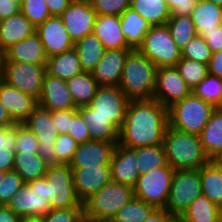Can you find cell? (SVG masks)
<instances>
[{"instance_id": "obj_30", "label": "cell", "mask_w": 222, "mask_h": 222, "mask_svg": "<svg viewBox=\"0 0 222 222\" xmlns=\"http://www.w3.org/2000/svg\"><path fill=\"white\" fill-rule=\"evenodd\" d=\"M199 136L209 159L222 151V107L214 110Z\"/></svg>"}, {"instance_id": "obj_70", "label": "cell", "mask_w": 222, "mask_h": 222, "mask_svg": "<svg viewBox=\"0 0 222 222\" xmlns=\"http://www.w3.org/2000/svg\"><path fill=\"white\" fill-rule=\"evenodd\" d=\"M221 222H222V207H221V214H220Z\"/></svg>"}, {"instance_id": "obj_69", "label": "cell", "mask_w": 222, "mask_h": 222, "mask_svg": "<svg viewBox=\"0 0 222 222\" xmlns=\"http://www.w3.org/2000/svg\"><path fill=\"white\" fill-rule=\"evenodd\" d=\"M2 58H3V53L0 51V68H1Z\"/></svg>"}, {"instance_id": "obj_24", "label": "cell", "mask_w": 222, "mask_h": 222, "mask_svg": "<svg viewBox=\"0 0 222 222\" xmlns=\"http://www.w3.org/2000/svg\"><path fill=\"white\" fill-rule=\"evenodd\" d=\"M93 33L105 49L131 48L123 35L120 16L97 15Z\"/></svg>"}, {"instance_id": "obj_68", "label": "cell", "mask_w": 222, "mask_h": 222, "mask_svg": "<svg viewBox=\"0 0 222 222\" xmlns=\"http://www.w3.org/2000/svg\"><path fill=\"white\" fill-rule=\"evenodd\" d=\"M5 173L6 172L0 170V185H1L2 181H3V179H4Z\"/></svg>"}, {"instance_id": "obj_54", "label": "cell", "mask_w": 222, "mask_h": 222, "mask_svg": "<svg viewBox=\"0 0 222 222\" xmlns=\"http://www.w3.org/2000/svg\"><path fill=\"white\" fill-rule=\"evenodd\" d=\"M208 74L222 79V50L212 53L208 64Z\"/></svg>"}, {"instance_id": "obj_9", "label": "cell", "mask_w": 222, "mask_h": 222, "mask_svg": "<svg viewBox=\"0 0 222 222\" xmlns=\"http://www.w3.org/2000/svg\"><path fill=\"white\" fill-rule=\"evenodd\" d=\"M201 194L200 169L175 170L165 210L180 217Z\"/></svg>"}, {"instance_id": "obj_52", "label": "cell", "mask_w": 222, "mask_h": 222, "mask_svg": "<svg viewBox=\"0 0 222 222\" xmlns=\"http://www.w3.org/2000/svg\"><path fill=\"white\" fill-rule=\"evenodd\" d=\"M212 53L222 50V25L216 26L211 31H202L200 34Z\"/></svg>"}, {"instance_id": "obj_14", "label": "cell", "mask_w": 222, "mask_h": 222, "mask_svg": "<svg viewBox=\"0 0 222 222\" xmlns=\"http://www.w3.org/2000/svg\"><path fill=\"white\" fill-rule=\"evenodd\" d=\"M73 43L93 33L97 14L90 0H73L61 15Z\"/></svg>"}, {"instance_id": "obj_42", "label": "cell", "mask_w": 222, "mask_h": 222, "mask_svg": "<svg viewBox=\"0 0 222 222\" xmlns=\"http://www.w3.org/2000/svg\"><path fill=\"white\" fill-rule=\"evenodd\" d=\"M211 56V49L200 35H196L188 41L181 50V57L192 59L206 65L209 64Z\"/></svg>"}, {"instance_id": "obj_18", "label": "cell", "mask_w": 222, "mask_h": 222, "mask_svg": "<svg viewBox=\"0 0 222 222\" xmlns=\"http://www.w3.org/2000/svg\"><path fill=\"white\" fill-rule=\"evenodd\" d=\"M0 103L15 123H23L39 105L37 98L23 93L17 88L7 84L1 78Z\"/></svg>"}, {"instance_id": "obj_49", "label": "cell", "mask_w": 222, "mask_h": 222, "mask_svg": "<svg viewBox=\"0 0 222 222\" xmlns=\"http://www.w3.org/2000/svg\"><path fill=\"white\" fill-rule=\"evenodd\" d=\"M68 134L78 143H85L91 140L89 135V128L83 121L82 116L77 109H72V121Z\"/></svg>"}, {"instance_id": "obj_37", "label": "cell", "mask_w": 222, "mask_h": 222, "mask_svg": "<svg viewBox=\"0 0 222 222\" xmlns=\"http://www.w3.org/2000/svg\"><path fill=\"white\" fill-rule=\"evenodd\" d=\"M89 128L91 140L119 142V130L106 117L82 116Z\"/></svg>"}, {"instance_id": "obj_19", "label": "cell", "mask_w": 222, "mask_h": 222, "mask_svg": "<svg viewBox=\"0 0 222 222\" xmlns=\"http://www.w3.org/2000/svg\"><path fill=\"white\" fill-rule=\"evenodd\" d=\"M132 48L105 49L92 72L99 86H119L125 60Z\"/></svg>"}, {"instance_id": "obj_21", "label": "cell", "mask_w": 222, "mask_h": 222, "mask_svg": "<svg viewBox=\"0 0 222 222\" xmlns=\"http://www.w3.org/2000/svg\"><path fill=\"white\" fill-rule=\"evenodd\" d=\"M110 167L112 181L131 187L135 185L140 176L135 152L118 143L115 146Z\"/></svg>"}, {"instance_id": "obj_45", "label": "cell", "mask_w": 222, "mask_h": 222, "mask_svg": "<svg viewBox=\"0 0 222 222\" xmlns=\"http://www.w3.org/2000/svg\"><path fill=\"white\" fill-rule=\"evenodd\" d=\"M78 145L69 134H59L54 143L56 164H69Z\"/></svg>"}, {"instance_id": "obj_62", "label": "cell", "mask_w": 222, "mask_h": 222, "mask_svg": "<svg viewBox=\"0 0 222 222\" xmlns=\"http://www.w3.org/2000/svg\"><path fill=\"white\" fill-rule=\"evenodd\" d=\"M210 162L221 172L222 174V151L215 154L210 158Z\"/></svg>"}, {"instance_id": "obj_56", "label": "cell", "mask_w": 222, "mask_h": 222, "mask_svg": "<svg viewBox=\"0 0 222 222\" xmlns=\"http://www.w3.org/2000/svg\"><path fill=\"white\" fill-rule=\"evenodd\" d=\"M20 6L10 0H0V20L16 15Z\"/></svg>"}, {"instance_id": "obj_39", "label": "cell", "mask_w": 222, "mask_h": 222, "mask_svg": "<svg viewBox=\"0 0 222 222\" xmlns=\"http://www.w3.org/2000/svg\"><path fill=\"white\" fill-rule=\"evenodd\" d=\"M155 209L154 206L134 196L112 220L114 222H144Z\"/></svg>"}, {"instance_id": "obj_1", "label": "cell", "mask_w": 222, "mask_h": 222, "mask_svg": "<svg viewBox=\"0 0 222 222\" xmlns=\"http://www.w3.org/2000/svg\"><path fill=\"white\" fill-rule=\"evenodd\" d=\"M167 126V107L154 99L130 100L118 144L130 149L163 145Z\"/></svg>"}, {"instance_id": "obj_23", "label": "cell", "mask_w": 222, "mask_h": 222, "mask_svg": "<svg viewBox=\"0 0 222 222\" xmlns=\"http://www.w3.org/2000/svg\"><path fill=\"white\" fill-rule=\"evenodd\" d=\"M36 33V27L20 11L0 20V51L4 53L17 42Z\"/></svg>"}, {"instance_id": "obj_15", "label": "cell", "mask_w": 222, "mask_h": 222, "mask_svg": "<svg viewBox=\"0 0 222 222\" xmlns=\"http://www.w3.org/2000/svg\"><path fill=\"white\" fill-rule=\"evenodd\" d=\"M36 34L39 36L48 58L74 48V43L66 31L61 16H50L36 27Z\"/></svg>"}, {"instance_id": "obj_2", "label": "cell", "mask_w": 222, "mask_h": 222, "mask_svg": "<svg viewBox=\"0 0 222 222\" xmlns=\"http://www.w3.org/2000/svg\"><path fill=\"white\" fill-rule=\"evenodd\" d=\"M162 144L167 163L174 171L201 169L210 161L198 134L186 133L168 125Z\"/></svg>"}, {"instance_id": "obj_5", "label": "cell", "mask_w": 222, "mask_h": 222, "mask_svg": "<svg viewBox=\"0 0 222 222\" xmlns=\"http://www.w3.org/2000/svg\"><path fill=\"white\" fill-rule=\"evenodd\" d=\"M133 197V187L111 180L83 202L84 217L112 219Z\"/></svg>"}, {"instance_id": "obj_16", "label": "cell", "mask_w": 222, "mask_h": 222, "mask_svg": "<svg viewBox=\"0 0 222 222\" xmlns=\"http://www.w3.org/2000/svg\"><path fill=\"white\" fill-rule=\"evenodd\" d=\"M71 169L75 193L82 203L111 181L110 166H91Z\"/></svg>"}, {"instance_id": "obj_67", "label": "cell", "mask_w": 222, "mask_h": 222, "mask_svg": "<svg viewBox=\"0 0 222 222\" xmlns=\"http://www.w3.org/2000/svg\"><path fill=\"white\" fill-rule=\"evenodd\" d=\"M208 1H211L216 5L222 6V0H208Z\"/></svg>"}, {"instance_id": "obj_28", "label": "cell", "mask_w": 222, "mask_h": 222, "mask_svg": "<svg viewBox=\"0 0 222 222\" xmlns=\"http://www.w3.org/2000/svg\"><path fill=\"white\" fill-rule=\"evenodd\" d=\"M120 22L127 44L132 49H138L151 24L130 7L120 15Z\"/></svg>"}, {"instance_id": "obj_20", "label": "cell", "mask_w": 222, "mask_h": 222, "mask_svg": "<svg viewBox=\"0 0 222 222\" xmlns=\"http://www.w3.org/2000/svg\"><path fill=\"white\" fill-rule=\"evenodd\" d=\"M38 103L40 107L50 111L78 109L68 90L66 81L48 73L44 77L42 93Z\"/></svg>"}, {"instance_id": "obj_66", "label": "cell", "mask_w": 222, "mask_h": 222, "mask_svg": "<svg viewBox=\"0 0 222 222\" xmlns=\"http://www.w3.org/2000/svg\"><path fill=\"white\" fill-rule=\"evenodd\" d=\"M12 2H14L15 4L19 5L20 7L22 6L24 0H10Z\"/></svg>"}, {"instance_id": "obj_53", "label": "cell", "mask_w": 222, "mask_h": 222, "mask_svg": "<svg viewBox=\"0 0 222 222\" xmlns=\"http://www.w3.org/2000/svg\"><path fill=\"white\" fill-rule=\"evenodd\" d=\"M16 124L13 127H0V150L15 151Z\"/></svg>"}, {"instance_id": "obj_36", "label": "cell", "mask_w": 222, "mask_h": 222, "mask_svg": "<svg viewBox=\"0 0 222 222\" xmlns=\"http://www.w3.org/2000/svg\"><path fill=\"white\" fill-rule=\"evenodd\" d=\"M132 150L136 155L140 175L165 167L168 164L163 145H150Z\"/></svg>"}, {"instance_id": "obj_10", "label": "cell", "mask_w": 222, "mask_h": 222, "mask_svg": "<svg viewBox=\"0 0 222 222\" xmlns=\"http://www.w3.org/2000/svg\"><path fill=\"white\" fill-rule=\"evenodd\" d=\"M44 177L48 183L51 209L84 207L75 193L72 169L69 164L48 165Z\"/></svg>"}, {"instance_id": "obj_26", "label": "cell", "mask_w": 222, "mask_h": 222, "mask_svg": "<svg viewBox=\"0 0 222 222\" xmlns=\"http://www.w3.org/2000/svg\"><path fill=\"white\" fill-rule=\"evenodd\" d=\"M46 71L51 76L65 81L83 73L78 53L74 48L49 57L46 64Z\"/></svg>"}, {"instance_id": "obj_11", "label": "cell", "mask_w": 222, "mask_h": 222, "mask_svg": "<svg viewBox=\"0 0 222 222\" xmlns=\"http://www.w3.org/2000/svg\"><path fill=\"white\" fill-rule=\"evenodd\" d=\"M46 65L2 61L0 78L23 93L39 99L46 75Z\"/></svg>"}, {"instance_id": "obj_13", "label": "cell", "mask_w": 222, "mask_h": 222, "mask_svg": "<svg viewBox=\"0 0 222 222\" xmlns=\"http://www.w3.org/2000/svg\"><path fill=\"white\" fill-rule=\"evenodd\" d=\"M192 93L176 67H161L156 70L153 99L165 107L182 100Z\"/></svg>"}, {"instance_id": "obj_46", "label": "cell", "mask_w": 222, "mask_h": 222, "mask_svg": "<svg viewBox=\"0 0 222 222\" xmlns=\"http://www.w3.org/2000/svg\"><path fill=\"white\" fill-rule=\"evenodd\" d=\"M24 184L25 182L17 172H6L0 185V205H7Z\"/></svg>"}, {"instance_id": "obj_55", "label": "cell", "mask_w": 222, "mask_h": 222, "mask_svg": "<svg viewBox=\"0 0 222 222\" xmlns=\"http://www.w3.org/2000/svg\"><path fill=\"white\" fill-rule=\"evenodd\" d=\"M51 16H61L73 0H45Z\"/></svg>"}, {"instance_id": "obj_22", "label": "cell", "mask_w": 222, "mask_h": 222, "mask_svg": "<svg viewBox=\"0 0 222 222\" xmlns=\"http://www.w3.org/2000/svg\"><path fill=\"white\" fill-rule=\"evenodd\" d=\"M48 57L44 46L35 33L9 47L4 53L2 61H13L30 63L35 65H46Z\"/></svg>"}, {"instance_id": "obj_61", "label": "cell", "mask_w": 222, "mask_h": 222, "mask_svg": "<svg viewBox=\"0 0 222 222\" xmlns=\"http://www.w3.org/2000/svg\"><path fill=\"white\" fill-rule=\"evenodd\" d=\"M16 123L11 119L7 110L0 103V127H13Z\"/></svg>"}, {"instance_id": "obj_64", "label": "cell", "mask_w": 222, "mask_h": 222, "mask_svg": "<svg viewBox=\"0 0 222 222\" xmlns=\"http://www.w3.org/2000/svg\"><path fill=\"white\" fill-rule=\"evenodd\" d=\"M22 222H41L40 219L37 218H33V219H23Z\"/></svg>"}, {"instance_id": "obj_8", "label": "cell", "mask_w": 222, "mask_h": 222, "mask_svg": "<svg viewBox=\"0 0 222 222\" xmlns=\"http://www.w3.org/2000/svg\"><path fill=\"white\" fill-rule=\"evenodd\" d=\"M138 50L157 68L176 67L181 50L176 46L167 24L151 25Z\"/></svg>"}, {"instance_id": "obj_48", "label": "cell", "mask_w": 222, "mask_h": 222, "mask_svg": "<svg viewBox=\"0 0 222 222\" xmlns=\"http://www.w3.org/2000/svg\"><path fill=\"white\" fill-rule=\"evenodd\" d=\"M131 0H90L97 15L120 16L130 7Z\"/></svg>"}, {"instance_id": "obj_7", "label": "cell", "mask_w": 222, "mask_h": 222, "mask_svg": "<svg viewBox=\"0 0 222 222\" xmlns=\"http://www.w3.org/2000/svg\"><path fill=\"white\" fill-rule=\"evenodd\" d=\"M23 219H40L51 211L45 177L25 183L6 205Z\"/></svg>"}, {"instance_id": "obj_31", "label": "cell", "mask_w": 222, "mask_h": 222, "mask_svg": "<svg viewBox=\"0 0 222 222\" xmlns=\"http://www.w3.org/2000/svg\"><path fill=\"white\" fill-rule=\"evenodd\" d=\"M66 84L77 107L89 105L100 87L92 73L86 72L66 80Z\"/></svg>"}, {"instance_id": "obj_60", "label": "cell", "mask_w": 222, "mask_h": 222, "mask_svg": "<svg viewBox=\"0 0 222 222\" xmlns=\"http://www.w3.org/2000/svg\"><path fill=\"white\" fill-rule=\"evenodd\" d=\"M23 218L6 205H0V222H22Z\"/></svg>"}, {"instance_id": "obj_4", "label": "cell", "mask_w": 222, "mask_h": 222, "mask_svg": "<svg viewBox=\"0 0 222 222\" xmlns=\"http://www.w3.org/2000/svg\"><path fill=\"white\" fill-rule=\"evenodd\" d=\"M216 107L193 93L168 107V125L177 130L200 134Z\"/></svg>"}, {"instance_id": "obj_3", "label": "cell", "mask_w": 222, "mask_h": 222, "mask_svg": "<svg viewBox=\"0 0 222 222\" xmlns=\"http://www.w3.org/2000/svg\"><path fill=\"white\" fill-rule=\"evenodd\" d=\"M157 67L138 49H132L122 69L119 88L130 100L153 99Z\"/></svg>"}, {"instance_id": "obj_63", "label": "cell", "mask_w": 222, "mask_h": 222, "mask_svg": "<svg viewBox=\"0 0 222 222\" xmlns=\"http://www.w3.org/2000/svg\"><path fill=\"white\" fill-rule=\"evenodd\" d=\"M83 222H114L112 219H105V218H88V217H84L83 218Z\"/></svg>"}, {"instance_id": "obj_47", "label": "cell", "mask_w": 222, "mask_h": 222, "mask_svg": "<svg viewBox=\"0 0 222 222\" xmlns=\"http://www.w3.org/2000/svg\"><path fill=\"white\" fill-rule=\"evenodd\" d=\"M84 207L67 209H51L49 213L41 217V222H83Z\"/></svg>"}, {"instance_id": "obj_32", "label": "cell", "mask_w": 222, "mask_h": 222, "mask_svg": "<svg viewBox=\"0 0 222 222\" xmlns=\"http://www.w3.org/2000/svg\"><path fill=\"white\" fill-rule=\"evenodd\" d=\"M47 163L38 154L15 152L12 171L17 172L25 183L43 178Z\"/></svg>"}, {"instance_id": "obj_34", "label": "cell", "mask_w": 222, "mask_h": 222, "mask_svg": "<svg viewBox=\"0 0 222 222\" xmlns=\"http://www.w3.org/2000/svg\"><path fill=\"white\" fill-rule=\"evenodd\" d=\"M130 8L151 25L166 24L171 17L165 0H131Z\"/></svg>"}, {"instance_id": "obj_38", "label": "cell", "mask_w": 222, "mask_h": 222, "mask_svg": "<svg viewBox=\"0 0 222 222\" xmlns=\"http://www.w3.org/2000/svg\"><path fill=\"white\" fill-rule=\"evenodd\" d=\"M166 24L176 46L180 50L185 47L188 41L197 35L190 15L171 16Z\"/></svg>"}, {"instance_id": "obj_41", "label": "cell", "mask_w": 222, "mask_h": 222, "mask_svg": "<svg viewBox=\"0 0 222 222\" xmlns=\"http://www.w3.org/2000/svg\"><path fill=\"white\" fill-rule=\"evenodd\" d=\"M176 68L191 89L196 87L208 75V65L188 58L181 57Z\"/></svg>"}, {"instance_id": "obj_35", "label": "cell", "mask_w": 222, "mask_h": 222, "mask_svg": "<svg viewBox=\"0 0 222 222\" xmlns=\"http://www.w3.org/2000/svg\"><path fill=\"white\" fill-rule=\"evenodd\" d=\"M201 190L214 204L222 207V174L209 161L200 169Z\"/></svg>"}, {"instance_id": "obj_50", "label": "cell", "mask_w": 222, "mask_h": 222, "mask_svg": "<svg viewBox=\"0 0 222 222\" xmlns=\"http://www.w3.org/2000/svg\"><path fill=\"white\" fill-rule=\"evenodd\" d=\"M51 118L59 134H68L72 121V109L51 111Z\"/></svg>"}, {"instance_id": "obj_40", "label": "cell", "mask_w": 222, "mask_h": 222, "mask_svg": "<svg viewBox=\"0 0 222 222\" xmlns=\"http://www.w3.org/2000/svg\"><path fill=\"white\" fill-rule=\"evenodd\" d=\"M192 93L206 102L213 104L216 108L222 107V79L208 74Z\"/></svg>"}, {"instance_id": "obj_12", "label": "cell", "mask_w": 222, "mask_h": 222, "mask_svg": "<svg viewBox=\"0 0 222 222\" xmlns=\"http://www.w3.org/2000/svg\"><path fill=\"white\" fill-rule=\"evenodd\" d=\"M174 170L167 164L140 175L133 186L134 196L156 209H165Z\"/></svg>"}, {"instance_id": "obj_25", "label": "cell", "mask_w": 222, "mask_h": 222, "mask_svg": "<svg viewBox=\"0 0 222 222\" xmlns=\"http://www.w3.org/2000/svg\"><path fill=\"white\" fill-rule=\"evenodd\" d=\"M23 124L35 134L39 145H54L59 136L51 118V111L39 105L33 110Z\"/></svg>"}, {"instance_id": "obj_57", "label": "cell", "mask_w": 222, "mask_h": 222, "mask_svg": "<svg viewBox=\"0 0 222 222\" xmlns=\"http://www.w3.org/2000/svg\"><path fill=\"white\" fill-rule=\"evenodd\" d=\"M15 151L0 150V170L10 172L13 169Z\"/></svg>"}, {"instance_id": "obj_33", "label": "cell", "mask_w": 222, "mask_h": 222, "mask_svg": "<svg viewBox=\"0 0 222 222\" xmlns=\"http://www.w3.org/2000/svg\"><path fill=\"white\" fill-rule=\"evenodd\" d=\"M221 208L203 194L199 195L180 218L185 222H220Z\"/></svg>"}, {"instance_id": "obj_59", "label": "cell", "mask_w": 222, "mask_h": 222, "mask_svg": "<svg viewBox=\"0 0 222 222\" xmlns=\"http://www.w3.org/2000/svg\"><path fill=\"white\" fill-rule=\"evenodd\" d=\"M172 218L165 209H155L144 222H170Z\"/></svg>"}, {"instance_id": "obj_44", "label": "cell", "mask_w": 222, "mask_h": 222, "mask_svg": "<svg viewBox=\"0 0 222 222\" xmlns=\"http://www.w3.org/2000/svg\"><path fill=\"white\" fill-rule=\"evenodd\" d=\"M39 142L35 134L23 123H16V147L15 152L37 154Z\"/></svg>"}, {"instance_id": "obj_43", "label": "cell", "mask_w": 222, "mask_h": 222, "mask_svg": "<svg viewBox=\"0 0 222 222\" xmlns=\"http://www.w3.org/2000/svg\"><path fill=\"white\" fill-rule=\"evenodd\" d=\"M20 11L35 27L51 16L45 0H24Z\"/></svg>"}, {"instance_id": "obj_27", "label": "cell", "mask_w": 222, "mask_h": 222, "mask_svg": "<svg viewBox=\"0 0 222 222\" xmlns=\"http://www.w3.org/2000/svg\"><path fill=\"white\" fill-rule=\"evenodd\" d=\"M190 16L199 35L202 31H211L222 25V6L208 0H197Z\"/></svg>"}, {"instance_id": "obj_65", "label": "cell", "mask_w": 222, "mask_h": 222, "mask_svg": "<svg viewBox=\"0 0 222 222\" xmlns=\"http://www.w3.org/2000/svg\"><path fill=\"white\" fill-rule=\"evenodd\" d=\"M170 222H185L180 217H173Z\"/></svg>"}, {"instance_id": "obj_6", "label": "cell", "mask_w": 222, "mask_h": 222, "mask_svg": "<svg viewBox=\"0 0 222 222\" xmlns=\"http://www.w3.org/2000/svg\"><path fill=\"white\" fill-rule=\"evenodd\" d=\"M130 99L118 86H100L89 105L78 107L81 116H101L120 131Z\"/></svg>"}, {"instance_id": "obj_58", "label": "cell", "mask_w": 222, "mask_h": 222, "mask_svg": "<svg viewBox=\"0 0 222 222\" xmlns=\"http://www.w3.org/2000/svg\"><path fill=\"white\" fill-rule=\"evenodd\" d=\"M47 165L56 164V152L54 145H39L38 153Z\"/></svg>"}, {"instance_id": "obj_29", "label": "cell", "mask_w": 222, "mask_h": 222, "mask_svg": "<svg viewBox=\"0 0 222 222\" xmlns=\"http://www.w3.org/2000/svg\"><path fill=\"white\" fill-rule=\"evenodd\" d=\"M83 72L92 73L105 51L100 39L94 34H88L74 43Z\"/></svg>"}, {"instance_id": "obj_17", "label": "cell", "mask_w": 222, "mask_h": 222, "mask_svg": "<svg viewBox=\"0 0 222 222\" xmlns=\"http://www.w3.org/2000/svg\"><path fill=\"white\" fill-rule=\"evenodd\" d=\"M117 143L96 140L81 143L78 145L69 165L71 168L110 166Z\"/></svg>"}, {"instance_id": "obj_51", "label": "cell", "mask_w": 222, "mask_h": 222, "mask_svg": "<svg viewBox=\"0 0 222 222\" xmlns=\"http://www.w3.org/2000/svg\"><path fill=\"white\" fill-rule=\"evenodd\" d=\"M171 16L190 15L197 0H165Z\"/></svg>"}]
</instances>
